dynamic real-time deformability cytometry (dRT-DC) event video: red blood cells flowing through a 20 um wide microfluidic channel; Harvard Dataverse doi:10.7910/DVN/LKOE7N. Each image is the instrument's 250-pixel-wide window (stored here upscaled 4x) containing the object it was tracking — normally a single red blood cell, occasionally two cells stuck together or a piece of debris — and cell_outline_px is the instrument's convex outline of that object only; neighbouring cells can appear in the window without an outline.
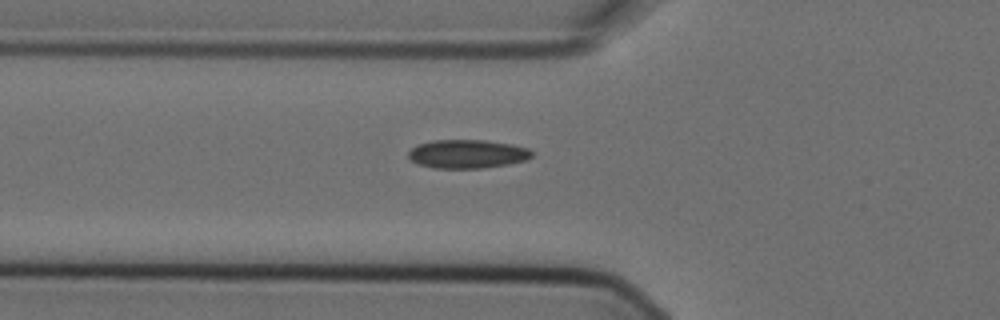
{"species": "Egyptian fruit bat (a non-hibernating species)", "species_latin": "Rousettus aegyptiacus", "temperature_condition": "cold", "stored_images_in_passage": 4, "camera_frame_rate_fps": 3000, "um_per_image_px": 0.085, "animal": {"sex": "female"}, "frame": {"image": 1, "passage_image": 4, "time_ms": 1.0, "image_size_px": [1000, 320], "cell_outline_px": [[532, 156], [524, 160], [508, 164], [484, 168], [436, 168], [420, 164], [412, 160], [408, 156], [408, 152], [416, 144], [432, 140], [484, 140], [512, 144], [528, 148], [532, 152]], "centroid_in_image_um": [39.71, 13.07], "position_along_channel_um": 86.1, "area_um2": 20.52}}